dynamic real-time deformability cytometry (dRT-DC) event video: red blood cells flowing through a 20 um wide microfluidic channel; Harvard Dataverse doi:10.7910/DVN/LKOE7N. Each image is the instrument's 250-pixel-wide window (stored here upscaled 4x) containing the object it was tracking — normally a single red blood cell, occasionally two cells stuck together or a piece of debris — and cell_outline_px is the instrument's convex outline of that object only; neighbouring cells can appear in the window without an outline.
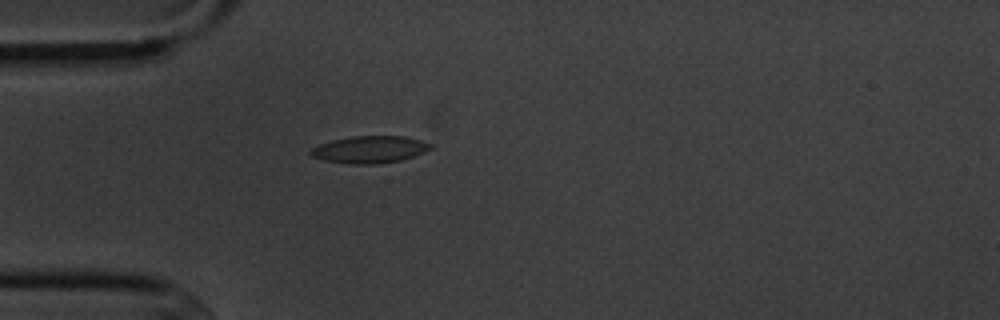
{"species": "common noctule bat (a hibernating species)", "species_latin": "Nyctalus noctula", "temperature_condition": "cold", "stored_images_in_passage": 2, "camera_frame_rate_fps": 3000, "um_per_image_px": 0.085, "animal": {"sex": "male", "body_mass_g": 20.1, "forearm_length_mm": 53.5}, "frame": {"image": 1, "passage_image": 2, "time_ms": 1.333, "image_size_px": [1000, 320], "cell_outline_px": [[432, 148], [424, 152], [400, 160], [376, 164], [352, 164], [324, 160], [312, 156], [308, 152], [312, 148], [320, 144], [332, 140], [352, 136], [404, 136], [420, 140], [432, 144]], "centroid_in_image_um": [31.41, 12.7], "position_along_channel_um": 53.6, "area_um2": 18.79}}